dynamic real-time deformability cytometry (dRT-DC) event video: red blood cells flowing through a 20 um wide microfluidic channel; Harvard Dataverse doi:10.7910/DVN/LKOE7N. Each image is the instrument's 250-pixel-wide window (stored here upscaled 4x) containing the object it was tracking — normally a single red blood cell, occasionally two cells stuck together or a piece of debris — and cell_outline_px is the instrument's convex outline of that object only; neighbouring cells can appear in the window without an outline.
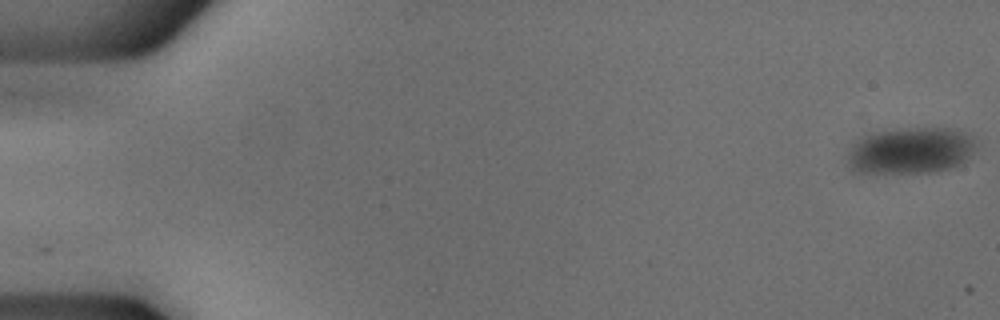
{"species": "common noctule bat (a hibernating species)", "species_latin": "Nyctalus noctula", "temperature_condition": "cold", "stored_images_in_passage": 15, "camera_frame_rate_fps": 3000, "um_per_image_px": 0.085, "animal": {"sex": "male", "body_mass_g": 18.8}, "frame": {"image": 1, "passage_image": 1, "time_ms": 0.0, "image_size_px": [1000, 320], "cell_outline_px": [[980, 144], [968, 160], [964, 164], [936, 172], [852, 172], [848, 160], [848, 152], [864, 136], [876, 132], [908, 128], [948, 128], [964, 132], [972, 136]], "centroid_in_image_um": [77.52, 12.81], "position_along_channel_um": 7.5, "area_um2": 34.85}}